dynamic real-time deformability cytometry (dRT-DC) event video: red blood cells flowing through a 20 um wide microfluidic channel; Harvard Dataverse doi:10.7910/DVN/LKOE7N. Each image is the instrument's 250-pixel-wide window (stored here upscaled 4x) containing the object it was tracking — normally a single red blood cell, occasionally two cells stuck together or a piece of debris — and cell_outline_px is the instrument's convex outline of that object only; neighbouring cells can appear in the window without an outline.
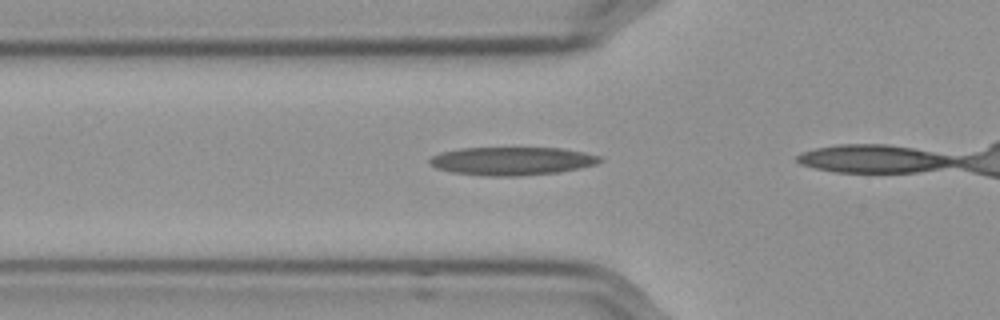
{"species": "Egyptian fruit bat (a non-hibernating species)", "species_latin": "Rousettus aegyptiacus", "temperature_condition": "cold", "stored_images_in_passage": 15, "camera_frame_rate_fps": 3000, "um_per_image_px": 0.085, "frame": {"image": 1, "passage_image": 3, "time_ms": 0.667, "image_size_px": [1000, 320], "cell_outline_px": [[604, 160], [596, 164], [580, 168], [560, 172], [516, 176], [488, 176], [452, 172], [436, 168], [428, 164], [428, 160], [432, 156], [440, 152], [460, 148], [560, 148], [584, 152], [600, 156]], "centroid_in_image_um": [43.5, 13.68], "position_along_channel_um": 82.3, "area_um2": 28.09}}
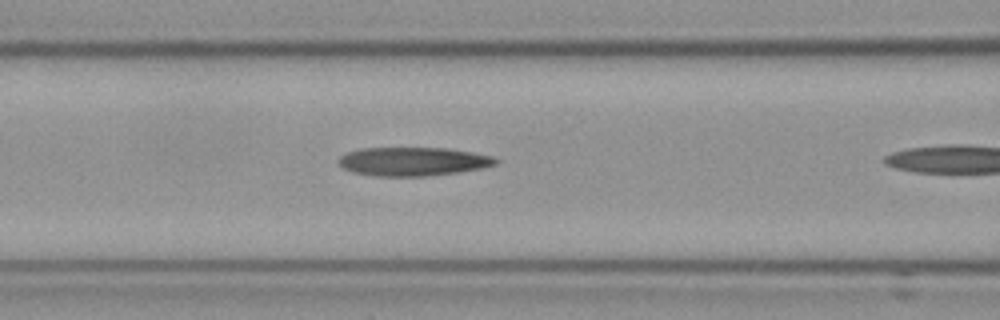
{"frame": {"image": 2, "passage_image": 7, "time_ms": 2.0, "image_size_px": [1000, 320], "cell_outline_px": [[500, 160], [496, 164], [480, 168], [456, 172], [424, 176], [376, 176], [352, 172], [344, 168], [340, 164], [340, 156], [348, 152], [360, 148], [444, 148], [472, 152], [492, 156]], "centroid_in_image_um": [35.1, 13.72], "position_along_channel_um": 131.5, "area_um2": 25.95}}